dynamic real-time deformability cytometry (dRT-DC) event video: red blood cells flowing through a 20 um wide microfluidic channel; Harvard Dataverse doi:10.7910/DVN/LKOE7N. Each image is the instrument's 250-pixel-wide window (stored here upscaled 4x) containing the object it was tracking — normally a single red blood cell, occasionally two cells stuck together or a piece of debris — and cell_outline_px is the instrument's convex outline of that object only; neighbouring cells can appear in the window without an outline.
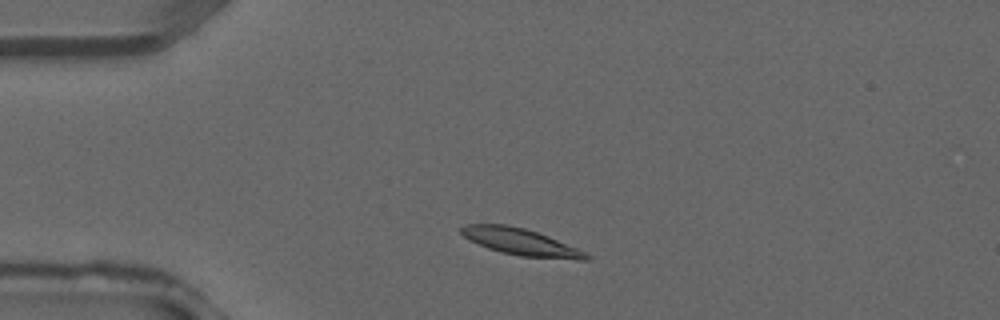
{"species": "common noctule bat (a hibernating species)", "species_latin": "Nyctalus noctula", "temperature_condition": "warm", "stored_images_in_passage": 16, "camera_frame_rate_fps": 3000, "um_per_image_px": 0.085, "animal": {"sex": "male", "forearm_length_mm": 52.5}, "frame": {"image": 1, "passage_image": 4, "time_ms": 1.0, "image_size_px": [1000, 320], "cell_outline_px": [[592, 256], [588, 260], [576, 260], [520, 256], [488, 248], [464, 236], [460, 232], [460, 228], [468, 224], [504, 224], [524, 228], [548, 236], [576, 248]], "centroid_in_image_um": [44.3, 20.57], "position_along_channel_um": 40.7, "area_um2": 19.07}}
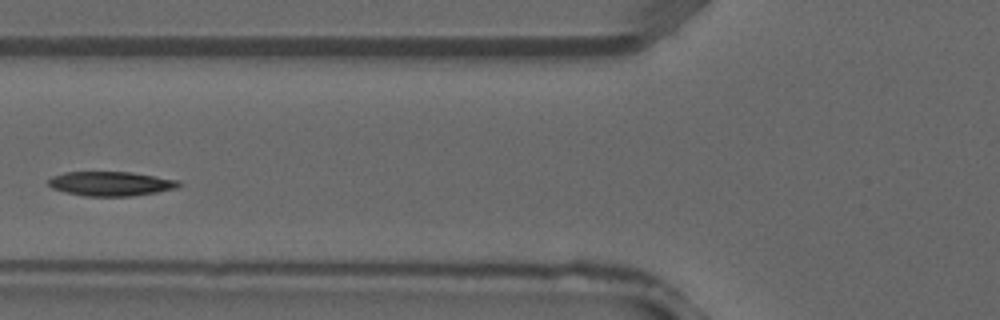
{"frame": {"image": 2, "passage_image": 10, "time_ms": 3.0, "image_size_px": [1000, 320], "cell_outline_px": [[184, 184], [176, 188], [156, 192], [132, 196], [84, 196], [64, 192], [52, 188], [48, 184], [48, 180], [52, 176], [64, 172], [132, 172], [180, 180]], "centroid_in_image_um": [9.43, 15.61], "position_along_channel_um": 116.4, "area_um2": 18.67}}
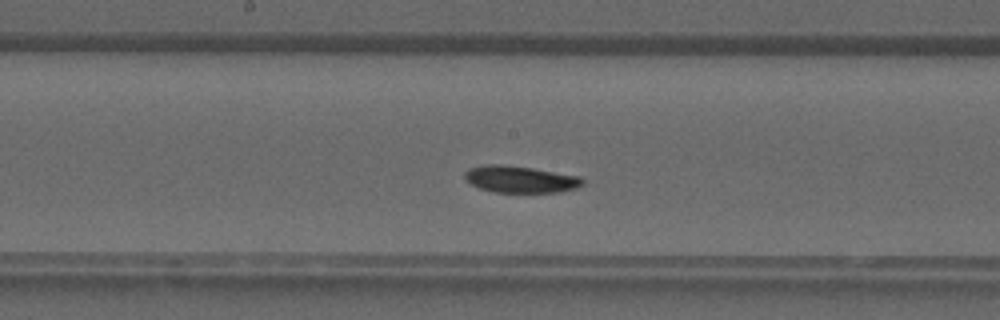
{"frame": {"image": 3, "passage_image": 15, "time_ms": 4.667, "image_size_px": [1000, 320], "cell_outline_px": [[584, 184], [576, 188], [560, 192], [492, 192], [480, 188], [472, 184], [464, 176], [464, 172], [468, 168], [484, 164], [500, 164], [532, 168], [580, 176], [584, 180]], "centroid_in_image_um": [44.23, 15.23], "position_along_channel_um": 204.0, "area_um2": 18.44}}